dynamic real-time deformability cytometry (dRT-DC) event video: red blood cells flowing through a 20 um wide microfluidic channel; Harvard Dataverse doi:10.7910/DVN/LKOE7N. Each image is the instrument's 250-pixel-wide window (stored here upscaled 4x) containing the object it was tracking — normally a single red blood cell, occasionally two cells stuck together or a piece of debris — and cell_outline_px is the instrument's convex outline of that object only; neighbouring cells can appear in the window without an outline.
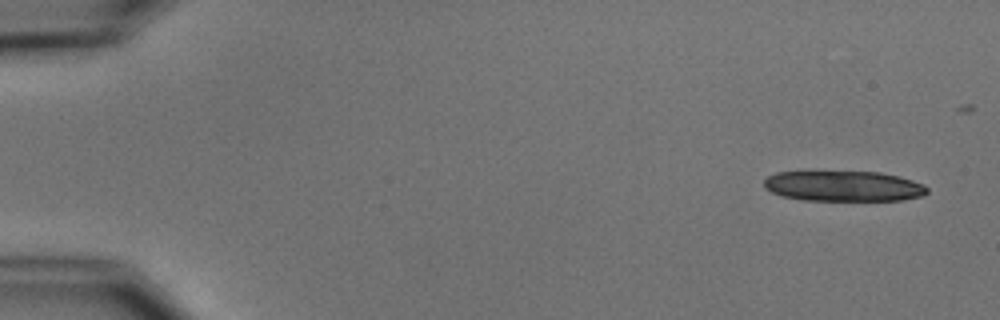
{"species": "common noctule bat (a hibernating species)", "species_latin": "Nyctalus noctula", "temperature_condition": "cold", "stored_images_in_passage": 6, "camera_frame_rate_fps": 3000, "um_per_image_px": 0.085, "animal": {"sex": "male", "body_mass_g": 15.6}, "frame": {"image": 1, "passage_image": 1, "time_ms": 0.0, "image_size_px": [1000, 320], "cell_outline_px": [[928, 192], [924, 196], [904, 200], [800, 200], [780, 196], [764, 188], [764, 180], [768, 176], [776, 172], [880, 172], [900, 176], [924, 184], [928, 188]], "centroid_in_image_um": [71.72, 15.82], "position_along_channel_um": 13.3, "area_um2": 29.13}}
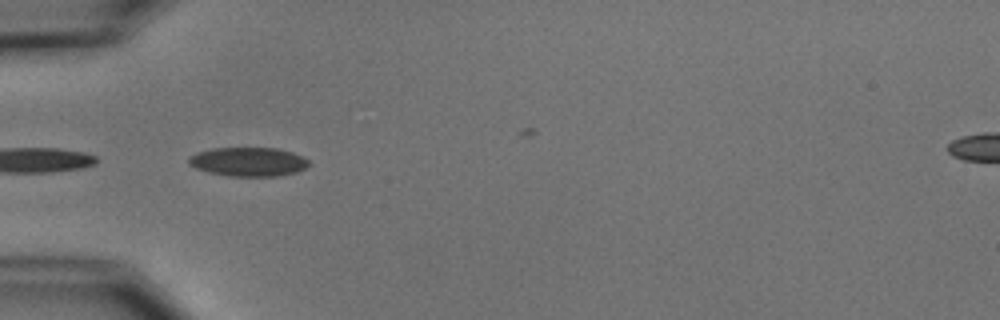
{"frame": {"image": 2, "passage_image": 5, "time_ms": 5.0, "image_size_px": [1000, 320], "cell_outline_px": [[308, 164], [304, 168], [296, 172], [280, 176], [228, 176], [208, 172], [196, 168], [188, 164], [188, 156], [196, 152], [212, 148], [276, 148], [292, 152], [308, 160]], "centroid_in_image_um": [21.05, 13.75], "position_along_channel_um": 63.9, "area_um2": 20.29}}